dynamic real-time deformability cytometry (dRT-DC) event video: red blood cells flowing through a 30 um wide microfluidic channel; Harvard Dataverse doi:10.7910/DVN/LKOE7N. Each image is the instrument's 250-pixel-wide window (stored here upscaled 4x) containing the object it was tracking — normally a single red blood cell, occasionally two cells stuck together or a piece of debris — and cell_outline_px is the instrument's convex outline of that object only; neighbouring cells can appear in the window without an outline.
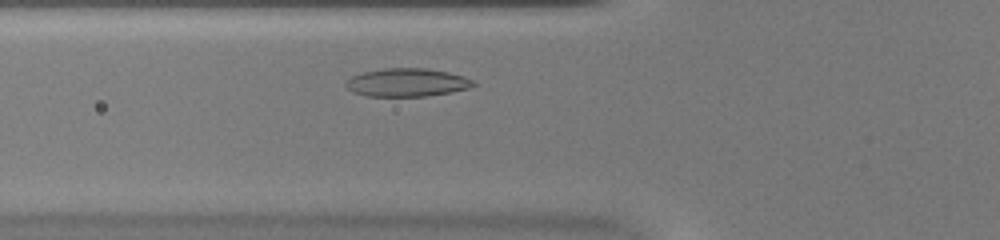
{"species": "common noctule bat (a hibernating species)", "species_latin": "Nyctalus noctula", "temperature_condition": "warm", "stored_images_in_passage": 31, "camera_frame_rate_fps": 3000, "um_per_image_px": 0.085, "animal": {"sex": "female", "body_mass_g": 20.0, "forearm_length_mm": 54.0}, "frame": {"image": 1, "passage_image": 6, "time_ms": 1.667, "image_size_px": [1000, 240], "cell_outline_px": [[476, 84], [468, 88], [448, 92], [424, 96], [368, 96], [352, 92], [344, 84], [352, 76], [364, 72], [384, 68], [424, 68], [448, 72], [464, 76], [472, 80]], "centroid_in_image_um": [34.57, 7.0], "position_along_channel_um": 91.2, "area_um2": 20.69}}
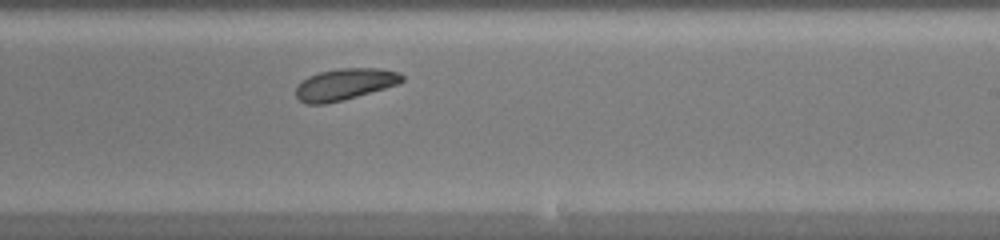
{"frame": {"image": 2, "passage_image": 19, "time_ms": 6.0, "image_size_px": [1000, 240], "cell_outline_px": [[404, 80], [400, 84], [344, 100], [324, 104], [304, 104], [296, 96], [296, 88], [308, 76], [320, 72], [340, 68], [380, 68], [400, 72], [404, 76]], "centroid_in_image_um": [29.36, 7.16], "position_along_channel_um": 259.6, "area_um2": 19.59}}
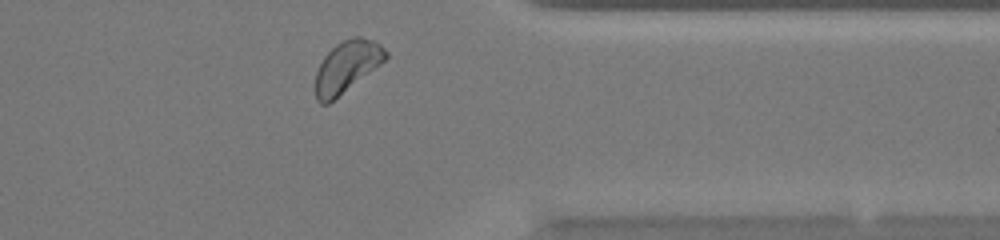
{"frame": {"image": 3, "passage_image": 29, "time_ms": 9.333, "image_size_px": [1000, 240], "cell_outline_px": [[388, 56], [380, 64], [328, 104], [320, 104], [316, 100], [316, 72], [324, 56], [336, 44], [352, 36], [360, 36], [372, 40], [380, 44], [388, 52]], "centroid_in_image_um": [29.48, 5.65], "position_along_channel_um": 381.9, "area_um2": 20.75}, "authors_computed_cell_mechanics": {"area_um2": 19.7676, "velocity_mm_per_s": 3.8934, "shape_relaxation_time_tau1_ms": 3.2658, "shape_relaxation_time_tau2_ms": null, "deformation_change_tau1": 0.0925, "deformation_change_tau2": null}}